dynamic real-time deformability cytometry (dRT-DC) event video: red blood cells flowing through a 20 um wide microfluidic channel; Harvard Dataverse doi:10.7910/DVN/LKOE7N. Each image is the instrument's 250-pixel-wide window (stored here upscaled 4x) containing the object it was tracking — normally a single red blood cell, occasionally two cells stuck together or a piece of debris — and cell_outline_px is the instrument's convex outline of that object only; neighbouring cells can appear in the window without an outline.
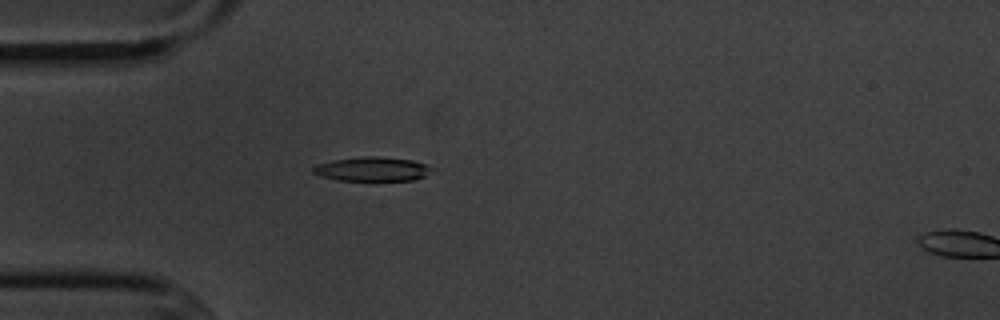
{"species": "common noctule bat (a hibernating species)", "species_latin": "Nyctalus noctula", "temperature_condition": "cold", "stored_images_in_passage": 5, "camera_frame_rate_fps": 3000, "um_per_image_px": 0.085, "animal": {"sex": "male", "body_mass_g": 20.1, "forearm_length_mm": 53.5}, "frame": {"image": 1, "passage_image": 4, "time_ms": 4.333, "image_size_px": [1000, 320], "cell_outline_px": [[436, 168], [424, 176], [412, 180], [336, 180], [320, 176], [312, 172], [312, 168], [316, 164], [332, 160], [368, 156], [376, 156], [412, 160]], "centroid_in_image_um": [31.62, 14.37], "position_along_channel_um": 53.4, "area_um2": 16.65}}